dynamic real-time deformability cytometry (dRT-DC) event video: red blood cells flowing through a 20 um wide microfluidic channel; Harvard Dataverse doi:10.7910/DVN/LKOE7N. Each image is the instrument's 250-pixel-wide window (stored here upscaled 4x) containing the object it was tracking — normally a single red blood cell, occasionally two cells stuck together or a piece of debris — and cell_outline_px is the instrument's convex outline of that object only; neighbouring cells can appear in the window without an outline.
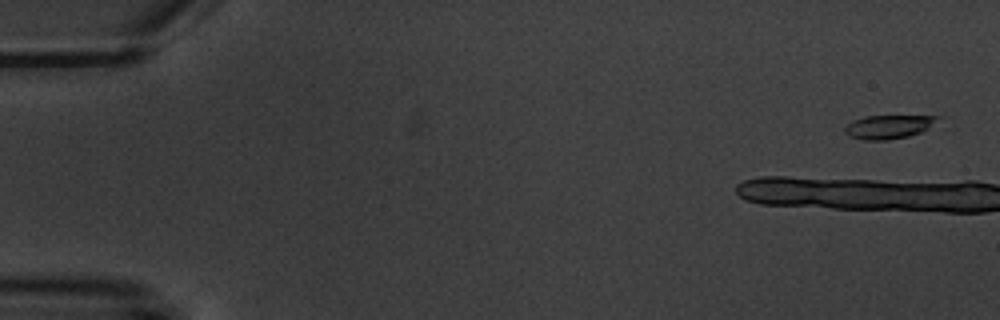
{"species": "common noctule bat (a hibernating species)", "species_latin": "Nyctalus noctula", "temperature_condition": "warm", "stored_images_in_passage": 7, "camera_frame_rate_fps": 3000, "um_per_image_px": 0.085, "animal": {"sex": "male", "body_mass_g": 20.1, "forearm_length_mm": 53.5}, "frame": {"image": 1, "passage_image": 1, "time_ms": 0.0, "image_size_px": [1000, 320], "cell_outline_px": [[940, 116], [928, 128], [920, 132], [908, 136], [888, 140], [864, 140], [848, 136], [844, 132], [844, 128], [848, 124], [864, 116]], "centroid_in_image_um": [75.47, 10.79], "position_along_channel_um": 9.5, "area_um2": 12.54}}